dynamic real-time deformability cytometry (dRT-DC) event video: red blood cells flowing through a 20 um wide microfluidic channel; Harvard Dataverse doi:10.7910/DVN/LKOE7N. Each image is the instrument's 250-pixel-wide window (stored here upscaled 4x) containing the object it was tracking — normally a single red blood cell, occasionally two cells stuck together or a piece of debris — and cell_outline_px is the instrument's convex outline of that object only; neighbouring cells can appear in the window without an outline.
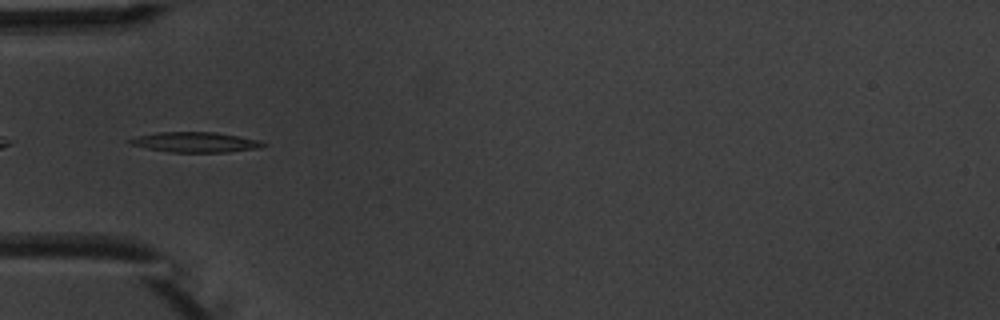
{"species": "common noctule bat (a hibernating species)", "species_latin": "Nyctalus noctula", "temperature_condition": "warm", "stored_images_in_passage": 8, "camera_frame_rate_fps": 3000, "um_per_image_px": 0.085, "animal": {"sex": "male", "body_mass_g": 20.1, "forearm_length_mm": 53.5}, "frame": {"image": 1, "passage_image": 5, "time_ms": 5.667, "image_size_px": [1000, 320], "cell_outline_px": [[268, 144], [260, 148], [228, 152], [168, 152], [128, 144], [124, 140], [156, 132], [216, 132], [260, 140]], "centroid_in_image_um": [16.6, 12.08], "position_along_channel_um": 68.4, "area_um2": 15.78}}
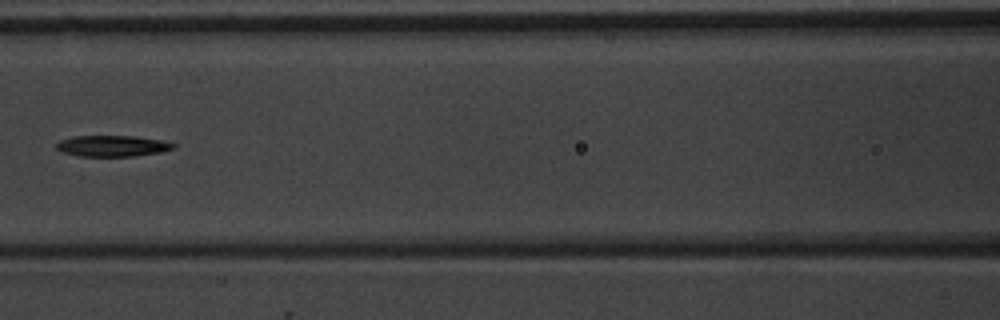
{"frame": {"image": 2, "passage_image": 7, "time_ms": 8.0, "image_size_px": [1000, 320], "cell_outline_px": [[176, 148], [160, 152], [136, 156], [76, 156], [64, 152], [56, 148], [56, 144], [60, 140], [72, 136], [136, 136], [164, 140], [176, 144]], "centroid_in_image_um": [9.59, 12.4], "position_along_channel_um": 157.0, "area_um2": 14.51}}
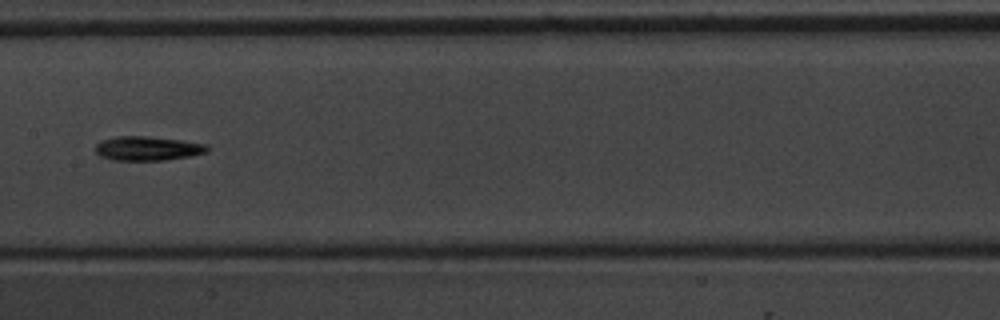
{"frame": {"image": 3, "passage_image": 8, "time_ms": 9.0, "image_size_px": [1000, 320], "cell_outline_px": [[208, 152], [188, 156], [164, 160], [112, 160], [100, 156], [96, 152], [96, 144], [104, 140], [116, 136], [148, 136], [180, 140], [208, 144]], "centroid_in_image_um": [12.55, 12.61], "position_along_channel_um": 194.8, "area_um2": 15.66}}